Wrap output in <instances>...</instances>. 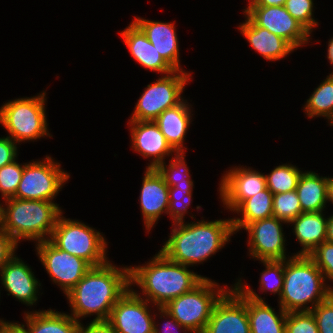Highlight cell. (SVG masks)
<instances>
[{"mask_svg":"<svg viewBox=\"0 0 333 333\" xmlns=\"http://www.w3.org/2000/svg\"><path fill=\"white\" fill-rule=\"evenodd\" d=\"M107 263L92 267L84 277L64 295L69 304L70 315L78 322L107 321L118 299L128 290L129 266Z\"/></svg>","mask_w":333,"mask_h":333,"instance_id":"1","label":"cell"},{"mask_svg":"<svg viewBox=\"0 0 333 333\" xmlns=\"http://www.w3.org/2000/svg\"><path fill=\"white\" fill-rule=\"evenodd\" d=\"M201 218L171 225V232L160 249L169 260L198 267L232 242L231 236L235 234L230 217L212 221Z\"/></svg>","mask_w":333,"mask_h":333,"instance_id":"2","label":"cell"},{"mask_svg":"<svg viewBox=\"0 0 333 333\" xmlns=\"http://www.w3.org/2000/svg\"><path fill=\"white\" fill-rule=\"evenodd\" d=\"M150 259L142 265H129V285L158 308L193 290L206 278L189 266L169 260L160 250Z\"/></svg>","mask_w":333,"mask_h":333,"instance_id":"3","label":"cell"},{"mask_svg":"<svg viewBox=\"0 0 333 333\" xmlns=\"http://www.w3.org/2000/svg\"><path fill=\"white\" fill-rule=\"evenodd\" d=\"M332 293L333 288L308 255L284 260V283L277 303L287 313L311 311Z\"/></svg>","mask_w":333,"mask_h":333,"instance_id":"4","label":"cell"},{"mask_svg":"<svg viewBox=\"0 0 333 333\" xmlns=\"http://www.w3.org/2000/svg\"><path fill=\"white\" fill-rule=\"evenodd\" d=\"M60 204L45 200L4 199L3 230L21 246L23 241L36 244L49 240L59 216Z\"/></svg>","mask_w":333,"mask_h":333,"instance_id":"5","label":"cell"},{"mask_svg":"<svg viewBox=\"0 0 333 333\" xmlns=\"http://www.w3.org/2000/svg\"><path fill=\"white\" fill-rule=\"evenodd\" d=\"M47 89L33 96L17 97L0 107V126L18 145L52 138L47 120Z\"/></svg>","mask_w":333,"mask_h":333,"instance_id":"6","label":"cell"},{"mask_svg":"<svg viewBox=\"0 0 333 333\" xmlns=\"http://www.w3.org/2000/svg\"><path fill=\"white\" fill-rule=\"evenodd\" d=\"M59 216L50 241L60 250L82 258L92 267L107 263L110 258L103 232L78 219Z\"/></svg>","mask_w":333,"mask_h":333,"instance_id":"7","label":"cell"},{"mask_svg":"<svg viewBox=\"0 0 333 333\" xmlns=\"http://www.w3.org/2000/svg\"><path fill=\"white\" fill-rule=\"evenodd\" d=\"M206 277L193 290L169 301L165 309L180 325L192 333H203L220 298L231 288Z\"/></svg>","mask_w":333,"mask_h":333,"instance_id":"8","label":"cell"},{"mask_svg":"<svg viewBox=\"0 0 333 333\" xmlns=\"http://www.w3.org/2000/svg\"><path fill=\"white\" fill-rule=\"evenodd\" d=\"M193 71L175 70L145 86L128 120L154 121L163 111L180 104L186 97V85L193 81Z\"/></svg>","mask_w":333,"mask_h":333,"instance_id":"9","label":"cell"},{"mask_svg":"<svg viewBox=\"0 0 333 333\" xmlns=\"http://www.w3.org/2000/svg\"><path fill=\"white\" fill-rule=\"evenodd\" d=\"M71 174L51 155L25 162L18 189L13 198L56 201Z\"/></svg>","mask_w":333,"mask_h":333,"instance_id":"10","label":"cell"},{"mask_svg":"<svg viewBox=\"0 0 333 333\" xmlns=\"http://www.w3.org/2000/svg\"><path fill=\"white\" fill-rule=\"evenodd\" d=\"M288 223L270 217L248 224L243 230L247 234V256L253 261L286 260L294 253L287 251V236L283 228ZM288 253V254H287Z\"/></svg>","mask_w":333,"mask_h":333,"instance_id":"11","label":"cell"},{"mask_svg":"<svg viewBox=\"0 0 333 333\" xmlns=\"http://www.w3.org/2000/svg\"><path fill=\"white\" fill-rule=\"evenodd\" d=\"M34 246L36 256L50 281L65 295L92 268L87 261L60 250L50 240L38 242Z\"/></svg>","mask_w":333,"mask_h":333,"instance_id":"12","label":"cell"},{"mask_svg":"<svg viewBox=\"0 0 333 333\" xmlns=\"http://www.w3.org/2000/svg\"><path fill=\"white\" fill-rule=\"evenodd\" d=\"M218 198L231 214L248 198L267 188L265 173L247 165H232L221 173Z\"/></svg>","mask_w":333,"mask_h":333,"instance_id":"13","label":"cell"},{"mask_svg":"<svg viewBox=\"0 0 333 333\" xmlns=\"http://www.w3.org/2000/svg\"><path fill=\"white\" fill-rule=\"evenodd\" d=\"M157 308L129 287L112 308L107 322L116 333H154Z\"/></svg>","mask_w":333,"mask_h":333,"instance_id":"14","label":"cell"},{"mask_svg":"<svg viewBox=\"0 0 333 333\" xmlns=\"http://www.w3.org/2000/svg\"><path fill=\"white\" fill-rule=\"evenodd\" d=\"M245 13L257 26L288 41L296 50L312 43V35L284 6L246 7Z\"/></svg>","mask_w":333,"mask_h":333,"instance_id":"15","label":"cell"},{"mask_svg":"<svg viewBox=\"0 0 333 333\" xmlns=\"http://www.w3.org/2000/svg\"><path fill=\"white\" fill-rule=\"evenodd\" d=\"M35 273L16 252L0 271V290H5L8 292L6 295H11L15 301L21 302L26 307L29 306L32 311L37 310L32 307L35 308L39 303L43 286Z\"/></svg>","mask_w":333,"mask_h":333,"instance_id":"16","label":"cell"},{"mask_svg":"<svg viewBox=\"0 0 333 333\" xmlns=\"http://www.w3.org/2000/svg\"><path fill=\"white\" fill-rule=\"evenodd\" d=\"M203 333H251L246 296L234 284L214 306Z\"/></svg>","mask_w":333,"mask_h":333,"instance_id":"17","label":"cell"},{"mask_svg":"<svg viewBox=\"0 0 333 333\" xmlns=\"http://www.w3.org/2000/svg\"><path fill=\"white\" fill-rule=\"evenodd\" d=\"M126 123L131 150L149 161L144 169H156L176 153L154 121L128 120Z\"/></svg>","mask_w":333,"mask_h":333,"instance_id":"18","label":"cell"},{"mask_svg":"<svg viewBox=\"0 0 333 333\" xmlns=\"http://www.w3.org/2000/svg\"><path fill=\"white\" fill-rule=\"evenodd\" d=\"M244 276L233 283L245 296L251 333H285L287 312L280 306L278 310L269 305L264 298L245 283Z\"/></svg>","mask_w":333,"mask_h":333,"instance_id":"19","label":"cell"},{"mask_svg":"<svg viewBox=\"0 0 333 333\" xmlns=\"http://www.w3.org/2000/svg\"><path fill=\"white\" fill-rule=\"evenodd\" d=\"M139 194V207L145 233L150 234L161 217L168 214L169 186L156 169H145Z\"/></svg>","mask_w":333,"mask_h":333,"instance_id":"20","label":"cell"},{"mask_svg":"<svg viewBox=\"0 0 333 333\" xmlns=\"http://www.w3.org/2000/svg\"><path fill=\"white\" fill-rule=\"evenodd\" d=\"M132 21L174 70L186 71L181 65V48L176 21L164 22L135 15Z\"/></svg>","mask_w":333,"mask_h":333,"instance_id":"21","label":"cell"},{"mask_svg":"<svg viewBox=\"0 0 333 333\" xmlns=\"http://www.w3.org/2000/svg\"><path fill=\"white\" fill-rule=\"evenodd\" d=\"M244 22L237 26L240 34L247 40L251 49L257 52L266 61L275 62L284 60L296 49L285 39L271 33L268 29L257 26L245 13Z\"/></svg>","mask_w":333,"mask_h":333,"instance_id":"22","label":"cell"},{"mask_svg":"<svg viewBox=\"0 0 333 333\" xmlns=\"http://www.w3.org/2000/svg\"><path fill=\"white\" fill-rule=\"evenodd\" d=\"M117 34L123 39L122 42L127 47L131 57L143 69L159 75H167L175 71L133 21Z\"/></svg>","mask_w":333,"mask_h":333,"instance_id":"23","label":"cell"},{"mask_svg":"<svg viewBox=\"0 0 333 333\" xmlns=\"http://www.w3.org/2000/svg\"><path fill=\"white\" fill-rule=\"evenodd\" d=\"M186 98L177 106L163 111L154 122L158 125L161 133L165 136L167 143L176 152L188 150L185 146L187 133L194 121V108Z\"/></svg>","mask_w":333,"mask_h":333,"instance_id":"24","label":"cell"},{"mask_svg":"<svg viewBox=\"0 0 333 333\" xmlns=\"http://www.w3.org/2000/svg\"><path fill=\"white\" fill-rule=\"evenodd\" d=\"M326 211L303 212L292 220L288 226L300 250L295 255H309L317 246L326 241L327 220ZM291 224V225H290Z\"/></svg>","mask_w":333,"mask_h":333,"instance_id":"25","label":"cell"},{"mask_svg":"<svg viewBox=\"0 0 333 333\" xmlns=\"http://www.w3.org/2000/svg\"><path fill=\"white\" fill-rule=\"evenodd\" d=\"M24 322H19L29 333H79L80 322L69 312L57 309L23 311Z\"/></svg>","mask_w":333,"mask_h":333,"instance_id":"26","label":"cell"},{"mask_svg":"<svg viewBox=\"0 0 333 333\" xmlns=\"http://www.w3.org/2000/svg\"><path fill=\"white\" fill-rule=\"evenodd\" d=\"M318 171L305 170L299 177L296 193L302 212L326 211L328 176H321Z\"/></svg>","mask_w":333,"mask_h":333,"instance_id":"27","label":"cell"},{"mask_svg":"<svg viewBox=\"0 0 333 333\" xmlns=\"http://www.w3.org/2000/svg\"><path fill=\"white\" fill-rule=\"evenodd\" d=\"M232 215L235 216H230L235 235L242 232L240 230L254 221L272 217L273 193L268 188L258 192V194L246 199Z\"/></svg>","mask_w":333,"mask_h":333,"instance_id":"28","label":"cell"},{"mask_svg":"<svg viewBox=\"0 0 333 333\" xmlns=\"http://www.w3.org/2000/svg\"><path fill=\"white\" fill-rule=\"evenodd\" d=\"M321 83L302 104L303 112L307 118H324L327 125H333V74L328 73Z\"/></svg>","mask_w":333,"mask_h":333,"instance_id":"29","label":"cell"},{"mask_svg":"<svg viewBox=\"0 0 333 333\" xmlns=\"http://www.w3.org/2000/svg\"><path fill=\"white\" fill-rule=\"evenodd\" d=\"M186 153H175L172 157L159 165L156 170L163 177L169 187L194 188V180L187 165Z\"/></svg>","mask_w":333,"mask_h":333,"instance_id":"30","label":"cell"},{"mask_svg":"<svg viewBox=\"0 0 333 333\" xmlns=\"http://www.w3.org/2000/svg\"><path fill=\"white\" fill-rule=\"evenodd\" d=\"M265 174L267 188L273 193H285L296 190L300 175L304 170L292 164L282 163Z\"/></svg>","mask_w":333,"mask_h":333,"instance_id":"31","label":"cell"},{"mask_svg":"<svg viewBox=\"0 0 333 333\" xmlns=\"http://www.w3.org/2000/svg\"><path fill=\"white\" fill-rule=\"evenodd\" d=\"M264 266L260 271L258 293L277 295L282 293L284 283V260L259 261Z\"/></svg>","mask_w":333,"mask_h":333,"instance_id":"32","label":"cell"},{"mask_svg":"<svg viewBox=\"0 0 333 333\" xmlns=\"http://www.w3.org/2000/svg\"><path fill=\"white\" fill-rule=\"evenodd\" d=\"M193 189L194 188H175L169 187V207L168 217L172 224L186 222V216L196 220V214L190 212L189 208H192L193 203Z\"/></svg>","mask_w":333,"mask_h":333,"instance_id":"33","label":"cell"},{"mask_svg":"<svg viewBox=\"0 0 333 333\" xmlns=\"http://www.w3.org/2000/svg\"><path fill=\"white\" fill-rule=\"evenodd\" d=\"M315 0H286L285 8L311 35L320 23L315 19Z\"/></svg>","mask_w":333,"mask_h":333,"instance_id":"34","label":"cell"},{"mask_svg":"<svg viewBox=\"0 0 333 333\" xmlns=\"http://www.w3.org/2000/svg\"><path fill=\"white\" fill-rule=\"evenodd\" d=\"M301 213V204L295 190L273 194V217L289 224Z\"/></svg>","mask_w":333,"mask_h":333,"instance_id":"35","label":"cell"},{"mask_svg":"<svg viewBox=\"0 0 333 333\" xmlns=\"http://www.w3.org/2000/svg\"><path fill=\"white\" fill-rule=\"evenodd\" d=\"M17 158L12 163L0 168V198H11L16 194L25 163L18 162Z\"/></svg>","mask_w":333,"mask_h":333,"instance_id":"36","label":"cell"},{"mask_svg":"<svg viewBox=\"0 0 333 333\" xmlns=\"http://www.w3.org/2000/svg\"><path fill=\"white\" fill-rule=\"evenodd\" d=\"M308 256L321 270L326 282L333 288V243L324 241Z\"/></svg>","mask_w":333,"mask_h":333,"instance_id":"37","label":"cell"},{"mask_svg":"<svg viewBox=\"0 0 333 333\" xmlns=\"http://www.w3.org/2000/svg\"><path fill=\"white\" fill-rule=\"evenodd\" d=\"M285 333H319L313 313L311 311L287 313Z\"/></svg>","mask_w":333,"mask_h":333,"instance_id":"38","label":"cell"},{"mask_svg":"<svg viewBox=\"0 0 333 333\" xmlns=\"http://www.w3.org/2000/svg\"><path fill=\"white\" fill-rule=\"evenodd\" d=\"M311 312L316 320L319 333H333V293L317 304Z\"/></svg>","mask_w":333,"mask_h":333,"instance_id":"39","label":"cell"},{"mask_svg":"<svg viewBox=\"0 0 333 333\" xmlns=\"http://www.w3.org/2000/svg\"><path fill=\"white\" fill-rule=\"evenodd\" d=\"M162 320L164 322L161 324ZM181 332L192 333L188 329L180 325L165 309L157 308L154 317V333H181Z\"/></svg>","mask_w":333,"mask_h":333,"instance_id":"40","label":"cell"},{"mask_svg":"<svg viewBox=\"0 0 333 333\" xmlns=\"http://www.w3.org/2000/svg\"><path fill=\"white\" fill-rule=\"evenodd\" d=\"M19 145L10 137L1 135L0 137V168L12 163L19 156ZM19 149V150H18Z\"/></svg>","mask_w":333,"mask_h":333,"instance_id":"41","label":"cell"},{"mask_svg":"<svg viewBox=\"0 0 333 333\" xmlns=\"http://www.w3.org/2000/svg\"><path fill=\"white\" fill-rule=\"evenodd\" d=\"M19 245L3 229H0V271L16 254Z\"/></svg>","mask_w":333,"mask_h":333,"instance_id":"42","label":"cell"},{"mask_svg":"<svg viewBox=\"0 0 333 333\" xmlns=\"http://www.w3.org/2000/svg\"><path fill=\"white\" fill-rule=\"evenodd\" d=\"M80 323L79 333H116L107 321H90Z\"/></svg>","mask_w":333,"mask_h":333,"instance_id":"43","label":"cell"},{"mask_svg":"<svg viewBox=\"0 0 333 333\" xmlns=\"http://www.w3.org/2000/svg\"><path fill=\"white\" fill-rule=\"evenodd\" d=\"M0 333H29L19 321H8L0 325Z\"/></svg>","mask_w":333,"mask_h":333,"instance_id":"44","label":"cell"},{"mask_svg":"<svg viewBox=\"0 0 333 333\" xmlns=\"http://www.w3.org/2000/svg\"><path fill=\"white\" fill-rule=\"evenodd\" d=\"M286 0H256L254 3L245 7H268V6H285Z\"/></svg>","mask_w":333,"mask_h":333,"instance_id":"45","label":"cell"},{"mask_svg":"<svg viewBox=\"0 0 333 333\" xmlns=\"http://www.w3.org/2000/svg\"><path fill=\"white\" fill-rule=\"evenodd\" d=\"M326 47H327V52L325 54L328 59V63L330 64V66H332L331 68H333V36L330 37V39H328ZM330 74H333V71L330 72Z\"/></svg>","mask_w":333,"mask_h":333,"instance_id":"46","label":"cell"},{"mask_svg":"<svg viewBox=\"0 0 333 333\" xmlns=\"http://www.w3.org/2000/svg\"><path fill=\"white\" fill-rule=\"evenodd\" d=\"M326 241L333 243V214L328 215Z\"/></svg>","mask_w":333,"mask_h":333,"instance_id":"47","label":"cell"},{"mask_svg":"<svg viewBox=\"0 0 333 333\" xmlns=\"http://www.w3.org/2000/svg\"><path fill=\"white\" fill-rule=\"evenodd\" d=\"M330 202V203H329ZM327 203L333 205V176L328 175L327 183Z\"/></svg>","mask_w":333,"mask_h":333,"instance_id":"48","label":"cell"},{"mask_svg":"<svg viewBox=\"0 0 333 333\" xmlns=\"http://www.w3.org/2000/svg\"><path fill=\"white\" fill-rule=\"evenodd\" d=\"M3 212H4V199L0 198V229L3 228Z\"/></svg>","mask_w":333,"mask_h":333,"instance_id":"49","label":"cell"},{"mask_svg":"<svg viewBox=\"0 0 333 333\" xmlns=\"http://www.w3.org/2000/svg\"><path fill=\"white\" fill-rule=\"evenodd\" d=\"M0 299H1V290H0ZM1 301V300H0ZM9 320H7L6 321V318L4 319V318H1L0 317V325H2L3 323H5V322H8Z\"/></svg>","mask_w":333,"mask_h":333,"instance_id":"50","label":"cell"},{"mask_svg":"<svg viewBox=\"0 0 333 333\" xmlns=\"http://www.w3.org/2000/svg\"><path fill=\"white\" fill-rule=\"evenodd\" d=\"M247 6H249L250 4L254 3L256 0H247Z\"/></svg>","mask_w":333,"mask_h":333,"instance_id":"51","label":"cell"}]
</instances>
